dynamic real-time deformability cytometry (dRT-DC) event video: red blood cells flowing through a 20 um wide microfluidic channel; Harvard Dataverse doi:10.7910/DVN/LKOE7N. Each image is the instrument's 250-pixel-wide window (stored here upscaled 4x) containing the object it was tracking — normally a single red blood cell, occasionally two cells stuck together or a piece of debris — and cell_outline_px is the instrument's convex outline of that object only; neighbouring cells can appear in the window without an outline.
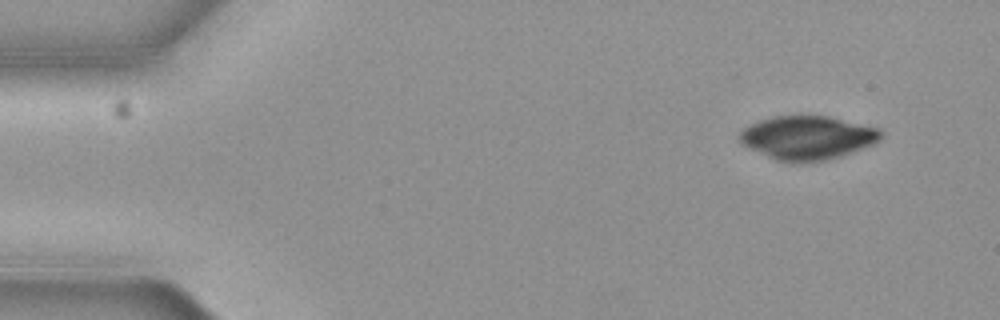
{"species": "common noctule bat (a hibernating species)", "species_latin": "Nyctalus noctula", "temperature_condition": "cold", "stored_images_in_passage": 5, "camera_frame_rate_fps": 3000, "um_per_image_px": 0.085, "animal": {"sex": "female", "body_mass_g": 19.3, "forearm_length_mm": 54.1}, "frame": {"image": 1, "passage_image": 1, "time_ms": 0.0, "image_size_px": [1000, 320], "cell_outline_px": [[884, 132], [880, 140], [872, 144], [840, 156], [824, 160], [776, 160], [744, 144], [740, 140], [740, 132], [744, 128], [760, 120], [772, 116], [828, 116], [880, 128]], "centroid_in_image_um": [68.69, 11.66], "position_along_channel_um": 16.3, "area_um2": 34.97}}